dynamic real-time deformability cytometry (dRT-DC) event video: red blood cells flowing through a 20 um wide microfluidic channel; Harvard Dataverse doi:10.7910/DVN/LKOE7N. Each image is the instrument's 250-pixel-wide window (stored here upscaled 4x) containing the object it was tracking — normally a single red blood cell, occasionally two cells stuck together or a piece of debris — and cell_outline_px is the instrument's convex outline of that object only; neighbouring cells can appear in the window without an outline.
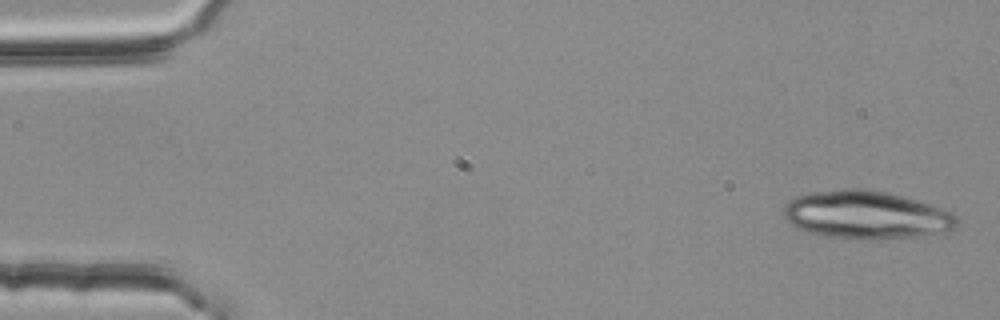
{"species": "common noctule bat (a hibernating species)", "species_latin": "Nyctalus noctula", "temperature_condition": "room temperature", "stored_images_in_passage": 4, "camera_frame_rate_fps": 3000, "um_per_image_px": 0.085, "animal": {"sex": "female", "body_mass_g": 25.1}, "frame": {"image": 1, "passage_image": 1, "time_ms": 0.0, "image_size_px": [1000, 320], "cell_outline_px": [[956, 224], [952, 228], [944, 232], [916, 236], [880, 240], [872, 240], [824, 236], [808, 232], [796, 228], [784, 220], [784, 204], [788, 200], [796, 196], [812, 192], [844, 188], [868, 188], [888, 192], [904, 196], [952, 212], [956, 216]], "centroid_in_image_um": [73.56, 18.26], "position_along_channel_um": 11.4, "area_um2": 48.84}}